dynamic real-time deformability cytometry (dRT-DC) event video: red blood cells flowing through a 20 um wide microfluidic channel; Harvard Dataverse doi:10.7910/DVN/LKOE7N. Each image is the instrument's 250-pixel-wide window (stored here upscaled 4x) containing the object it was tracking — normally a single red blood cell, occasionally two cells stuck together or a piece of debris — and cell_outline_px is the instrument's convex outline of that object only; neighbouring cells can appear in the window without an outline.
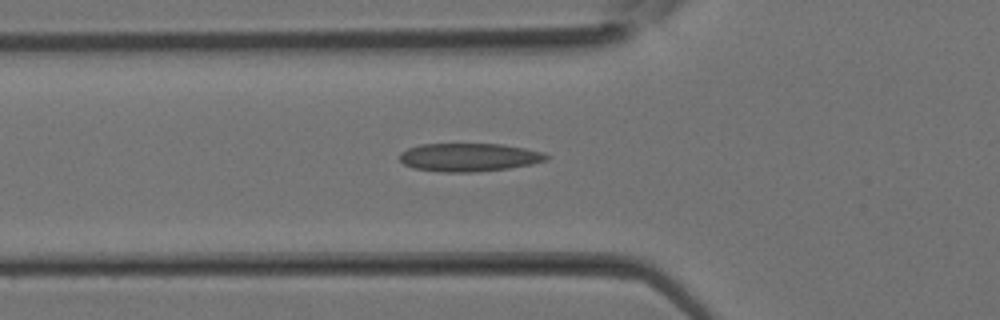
{"species": "Egyptian fruit bat (a non-hibernating species)", "species_latin": "Rousettus aegyptiacus", "temperature_condition": "room temperature", "stored_images_in_passage": 29, "camera_frame_rate_fps": 3000, "um_per_image_px": 0.085, "animal": {"sex": "female"}, "frame": {"image": 1, "passage_image": 10, "time_ms": 3.0, "image_size_px": [1000, 320], "cell_outline_px": [[552, 156], [548, 160], [532, 164], [508, 168], [472, 172], [444, 172], [412, 168], [404, 164], [400, 160], [400, 152], [408, 148], [420, 144], [500, 144], [524, 148], [544, 152]], "centroid_in_image_um": [39.89, 13.37], "position_along_channel_um": 85.9, "area_um2": 24.22}}
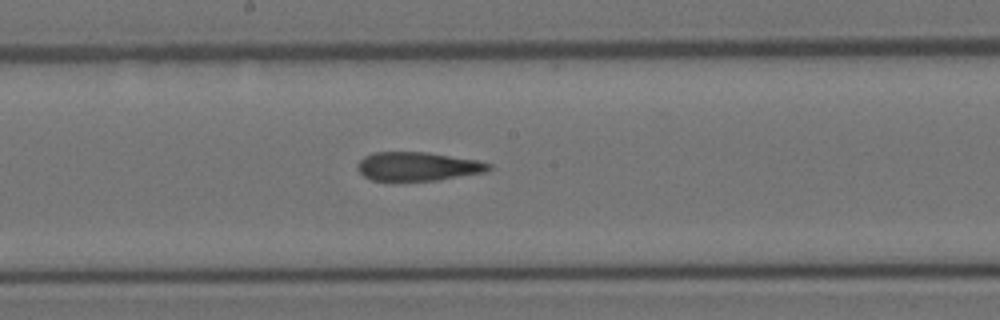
{"frame": {"image": 2, "passage_image": 16, "time_ms": 5.0, "image_size_px": [1000, 320], "cell_outline_px": [[492, 168], [488, 172], [436, 180], [372, 180], [364, 176], [356, 168], [356, 164], [364, 156], [372, 152], [424, 152], [476, 160], [492, 164]], "centroid_in_image_um": [35.5, 14.14], "position_along_channel_um": 212.7, "area_um2": 21.91}}
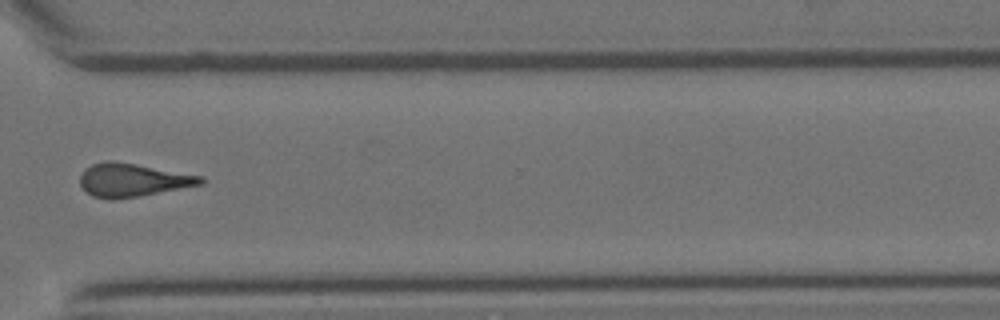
{"frame": {"image": 3, "passage_image": 23, "time_ms": 7.333, "image_size_px": [1000, 320], "cell_outline_px": [[204, 184], [140, 196], [116, 200], [108, 200], [92, 196], [80, 184], [80, 176], [84, 168], [92, 164], [104, 160], [112, 160], [136, 164], [204, 176]], "centroid_in_image_um": [11.27, 15.3], "position_along_channel_um": 359.3, "area_um2": 23.64}}